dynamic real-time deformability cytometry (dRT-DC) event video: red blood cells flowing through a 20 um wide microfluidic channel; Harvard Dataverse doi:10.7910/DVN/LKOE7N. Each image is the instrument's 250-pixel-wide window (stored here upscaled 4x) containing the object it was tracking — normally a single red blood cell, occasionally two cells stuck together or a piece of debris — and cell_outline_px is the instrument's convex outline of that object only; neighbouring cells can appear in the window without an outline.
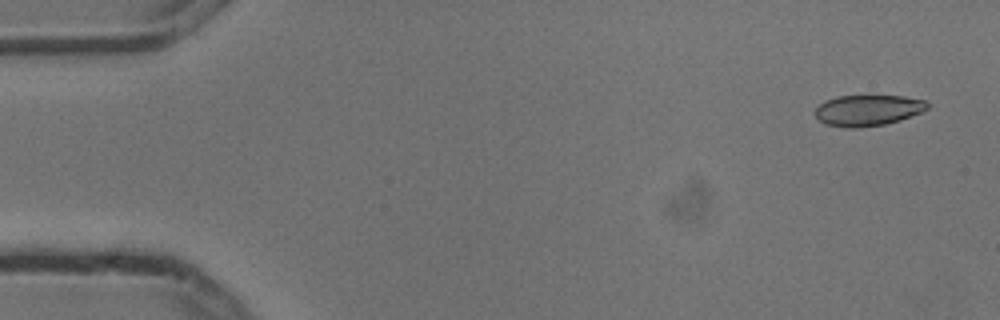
{"species": "common noctule bat (a hibernating species)", "species_latin": "Nyctalus noctula", "temperature_condition": "cold", "stored_images_in_passage": 4, "camera_frame_rate_fps": 3000, "um_per_image_px": 0.085, "animal": {"sex": "male", "body_mass_g": 13.3}, "frame": {"image": 1, "passage_image": 1, "time_ms": 0.0, "image_size_px": [1000, 320], "cell_outline_px": [[928, 108], [920, 112], [900, 120], [884, 124], [856, 128], [848, 128], [828, 124], [820, 120], [812, 112], [824, 100], [836, 96], [904, 96], [924, 100], [928, 104]], "centroid_in_image_um": [73.73, 9.37], "position_along_channel_um": 11.3, "area_um2": 20.11}}
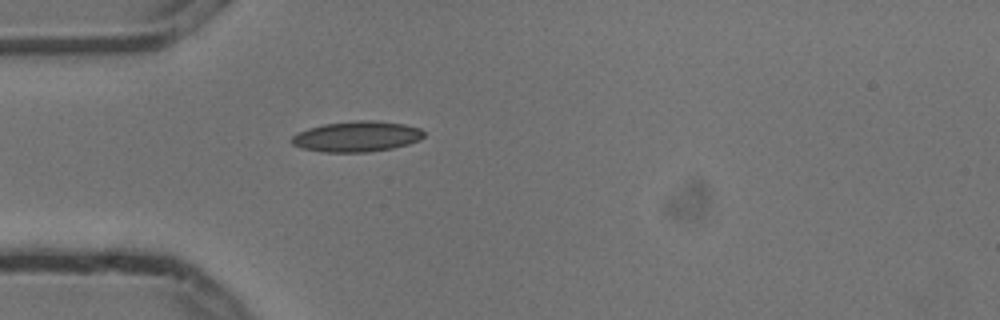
{"frame": {"image": 2, "passage_image": 4, "time_ms": 1.0, "image_size_px": [1000, 320], "cell_outline_px": [[424, 136], [420, 140], [408, 144], [392, 148], [368, 152], [320, 152], [300, 148], [292, 144], [288, 140], [296, 132], [308, 128], [324, 124], [356, 120], [372, 120], [404, 124], [420, 128], [424, 132]], "centroid_in_image_um": [30.28, 11.6], "position_along_channel_um": 54.7, "area_um2": 23.81}}